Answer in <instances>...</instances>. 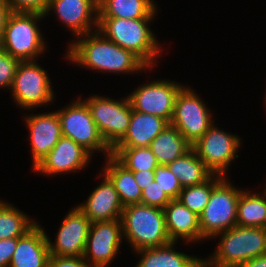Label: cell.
Here are the masks:
<instances>
[{"mask_svg":"<svg viewBox=\"0 0 266 267\" xmlns=\"http://www.w3.org/2000/svg\"><path fill=\"white\" fill-rule=\"evenodd\" d=\"M133 176L141 190H144L148 184H151L155 181L154 170L136 171L133 172Z\"/></svg>","mask_w":266,"mask_h":267,"instance_id":"8d00e7d4","label":"cell"},{"mask_svg":"<svg viewBox=\"0 0 266 267\" xmlns=\"http://www.w3.org/2000/svg\"><path fill=\"white\" fill-rule=\"evenodd\" d=\"M103 181L77 207L91 222L121 219L124 206L111 181L102 173Z\"/></svg>","mask_w":266,"mask_h":267,"instance_id":"ac0fdd59","label":"cell"},{"mask_svg":"<svg viewBox=\"0 0 266 267\" xmlns=\"http://www.w3.org/2000/svg\"><path fill=\"white\" fill-rule=\"evenodd\" d=\"M171 199L164 193L161 187L154 181L142 190L141 203L147 206L164 209Z\"/></svg>","mask_w":266,"mask_h":267,"instance_id":"d6a6232c","label":"cell"},{"mask_svg":"<svg viewBox=\"0 0 266 267\" xmlns=\"http://www.w3.org/2000/svg\"><path fill=\"white\" fill-rule=\"evenodd\" d=\"M50 12L76 38L98 30V0H50L45 17Z\"/></svg>","mask_w":266,"mask_h":267,"instance_id":"9a60e30c","label":"cell"},{"mask_svg":"<svg viewBox=\"0 0 266 267\" xmlns=\"http://www.w3.org/2000/svg\"><path fill=\"white\" fill-rule=\"evenodd\" d=\"M166 230L171 242L199 243L201 235L199 216L190 211L178 199H173L164 208Z\"/></svg>","mask_w":266,"mask_h":267,"instance_id":"ffe728a7","label":"cell"},{"mask_svg":"<svg viewBox=\"0 0 266 267\" xmlns=\"http://www.w3.org/2000/svg\"><path fill=\"white\" fill-rule=\"evenodd\" d=\"M20 62L0 47V89H11Z\"/></svg>","mask_w":266,"mask_h":267,"instance_id":"1f68e13d","label":"cell"},{"mask_svg":"<svg viewBox=\"0 0 266 267\" xmlns=\"http://www.w3.org/2000/svg\"><path fill=\"white\" fill-rule=\"evenodd\" d=\"M215 126L213 124L192 148L213 174L226 177L231 162L239 157L237 153L242 140L240 136Z\"/></svg>","mask_w":266,"mask_h":267,"instance_id":"8fae6325","label":"cell"},{"mask_svg":"<svg viewBox=\"0 0 266 267\" xmlns=\"http://www.w3.org/2000/svg\"><path fill=\"white\" fill-rule=\"evenodd\" d=\"M155 182L171 199H178L183 189L179 179L169 170L167 165L159 164L155 169Z\"/></svg>","mask_w":266,"mask_h":267,"instance_id":"4dcf8cb0","label":"cell"},{"mask_svg":"<svg viewBox=\"0 0 266 267\" xmlns=\"http://www.w3.org/2000/svg\"><path fill=\"white\" fill-rule=\"evenodd\" d=\"M236 267H266V254L257 256Z\"/></svg>","mask_w":266,"mask_h":267,"instance_id":"f35d334b","label":"cell"},{"mask_svg":"<svg viewBox=\"0 0 266 267\" xmlns=\"http://www.w3.org/2000/svg\"><path fill=\"white\" fill-rule=\"evenodd\" d=\"M87 98L82 100L87 104L101 136L112 149L124 137L130 124L133 110L130 100L128 96L117 100L95 94Z\"/></svg>","mask_w":266,"mask_h":267,"instance_id":"9c48e42d","label":"cell"},{"mask_svg":"<svg viewBox=\"0 0 266 267\" xmlns=\"http://www.w3.org/2000/svg\"><path fill=\"white\" fill-rule=\"evenodd\" d=\"M223 176L213 174L207 181L193 186L184 187L178 200L190 211L200 216L208 204L212 189L223 179Z\"/></svg>","mask_w":266,"mask_h":267,"instance_id":"f546056e","label":"cell"},{"mask_svg":"<svg viewBox=\"0 0 266 267\" xmlns=\"http://www.w3.org/2000/svg\"><path fill=\"white\" fill-rule=\"evenodd\" d=\"M13 12L39 13L45 15L50 0H5Z\"/></svg>","mask_w":266,"mask_h":267,"instance_id":"836d02e7","label":"cell"},{"mask_svg":"<svg viewBox=\"0 0 266 267\" xmlns=\"http://www.w3.org/2000/svg\"><path fill=\"white\" fill-rule=\"evenodd\" d=\"M262 192L252 193V190L242 189L238 199L236 226L265 228L266 187Z\"/></svg>","mask_w":266,"mask_h":267,"instance_id":"4316f807","label":"cell"},{"mask_svg":"<svg viewBox=\"0 0 266 267\" xmlns=\"http://www.w3.org/2000/svg\"><path fill=\"white\" fill-rule=\"evenodd\" d=\"M159 164L167 165L186 154L192 145L171 124L157 135L149 146Z\"/></svg>","mask_w":266,"mask_h":267,"instance_id":"d4e9b609","label":"cell"},{"mask_svg":"<svg viewBox=\"0 0 266 267\" xmlns=\"http://www.w3.org/2000/svg\"><path fill=\"white\" fill-rule=\"evenodd\" d=\"M29 129L32 169L55 147L62 137L61 123L56 111L24 116Z\"/></svg>","mask_w":266,"mask_h":267,"instance_id":"e0dca14e","label":"cell"},{"mask_svg":"<svg viewBox=\"0 0 266 267\" xmlns=\"http://www.w3.org/2000/svg\"><path fill=\"white\" fill-rule=\"evenodd\" d=\"M17 247V238L0 240V267H9Z\"/></svg>","mask_w":266,"mask_h":267,"instance_id":"d590c367","label":"cell"},{"mask_svg":"<svg viewBox=\"0 0 266 267\" xmlns=\"http://www.w3.org/2000/svg\"><path fill=\"white\" fill-rule=\"evenodd\" d=\"M121 221L123 239L131 246L132 252L171 242L166 230L164 209L142 203L131 204L124 207Z\"/></svg>","mask_w":266,"mask_h":267,"instance_id":"3957f363","label":"cell"},{"mask_svg":"<svg viewBox=\"0 0 266 267\" xmlns=\"http://www.w3.org/2000/svg\"><path fill=\"white\" fill-rule=\"evenodd\" d=\"M194 92L186 85L180 89L170 122L191 145L214 124L211 109Z\"/></svg>","mask_w":266,"mask_h":267,"instance_id":"30bf717a","label":"cell"},{"mask_svg":"<svg viewBox=\"0 0 266 267\" xmlns=\"http://www.w3.org/2000/svg\"><path fill=\"white\" fill-rule=\"evenodd\" d=\"M104 174L113 184L122 205L141 203L142 190L134 179L133 172L121 165L112 155L105 158Z\"/></svg>","mask_w":266,"mask_h":267,"instance_id":"cb8c5ba5","label":"cell"},{"mask_svg":"<svg viewBox=\"0 0 266 267\" xmlns=\"http://www.w3.org/2000/svg\"><path fill=\"white\" fill-rule=\"evenodd\" d=\"M153 20L98 18V31L115 44L133 52L152 68L164 51L149 27Z\"/></svg>","mask_w":266,"mask_h":267,"instance_id":"7a4b0ae2","label":"cell"},{"mask_svg":"<svg viewBox=\"0 0 266 267\" xmlns=\"http://www.w3.org/2000/svg\"><path fill=\"white\" fill-rule=\"evenodd\" d=\"M196 267H214V266L207 263L204 259H201Z\"/></svg>","mask_w":266,"mask_h":267,"instance_id":"ab89813d","label":"cell"},{"mask_svg":"<svg viewBox=\"0 0 266 267\" xmlns=\"http://www.w3.org/2000/svg\"><path fill=\"white\" fill-rule=\"evenodd\" d=\"M121 219L92 222L87 237L84 259L92 267H109L123 243Z\"/></svg>","mask_w":266,"mask_h":267,"instance_id":"4fadbf2b","label":"cell"},{"mask_svg":"<svg viewBox=\"0 0 266 267\" xmlns=\"http://www.w3.org/2000/svg\"><path fill=\"white\" fill-rule=\"evenodd\" d=\"M184 85L171 80L155 79L129 93L133 110L172 120L176 96Z\"/></svg>","mask_w":266,"mask_h":267,"instance_id":"7c38bea8","label":"cell"},{"mask_svg":"<svg viewBox=\"0 0 266 267\" xmlns=\"http://www.w3.org/2000/svg\"><path fill=\"white\" fill-rule=\"evenodd\" d=\"M56 112L60 119L62 136L71 138L91 155L94 152H102L105 157L112 155V149L101 136L87 104L80 97Z\"/></svg>","mask_w":266,"mask_h":267,"instance_id":"52a82bcc","label":"cell"},{"mask_svg":"<svg viewBox=\"0 0 266 267\" xmlns=\"http://www.w3.org/2000/svg\"><path fill=\"white\" fill-rule=\"evenodd\" d=\"M91 221L77 207H73L63 218L55 242L48 237L50 255L83 257Z\"/></svg>","mask_w":266,"mask_h":267,"instance_id":"5bb4252c","label":"cell"},{"mask_svg":"<svg viewBox=\"0 0 266 267\" xmlns=\"http://www.w3.org/2000/svg\"><path fill=\"white\" fill-rule=\"evenodd\" d=\"M73 41V42H72ZM68 43L66 59L80 67L98 73L133 74L149 68L133 52L107 39L100 31L79 36ZM105 71V72H104Z\"/></svg>","mask_w":266,"mask_h":267,"instance_id":"6da1fadb","label":"cell"},{"mask_svg":"<svg viewBox=\"0 0 266 267\" xmlns=\"http://www.w3.org/2000/svg\"><path fill=\"white\" fill-rule=\"evenodd\" d=\"M39 13L12 12L3 31L0 47L20 61H35L46 51L47 42L39 29ZM38 23V24H37Z\"/></svg>","mask_w":266,"mask_h":267,"instance_id":"5b68a950","label":"cell"},{"mask_svg":"<svg viewBox=\"0 0 266 267\" xmlns=\"http://www.w3.org/2000/svg\"><path fill=\"white\" fill-rule=\"evenodd\" d=\"M154 0H98V18L155 19Z\"/></svg>","mask_w":266,"mask_h":267,"instance_id":"603a6c76","label":"cell"},{"mask_svg":"<svg viewBox=\"0 0 266 267\" xmlns=\"http://www.w3.org/2000/svg\"><path fill=\"white\" fill-rule=\"evenodd\" d=\"M219 243L209 258H203L214 267H236L257 256L266 254L264 227L234 226L214 236Z\"/></svg>","mask_w":266,"mask_h":267,"instance_id":"277c9868","label":"cell"},{"mask_svg":"<svg viewBox=\"0 0 266 267\" xmlns=\"http://www.w3.org/2000/svg\"><path fill=\"white\" fill-rule=\"evenodd\" d=\"M23 212L10 202L0 199V240L20 238L38 223Z\"/></svg>","mask_w":266,"mask_h":267,"instance_id":"83f0119b","label":"cell"},{"mask_svg":"<svg viewBox=\"0 0 266 267\" xmlns=\"http://www.w3.org/2000/svg\"><path fill=\"white\" fill-rule=\"evenodd\" d=\"M168 124L161 117L132 110L127 132L114 147H149Z\"/></svg>","mask_w":266,"mask_h":267,"instance_id":"44dd1931","label":"cell"},{"mask_svg":"<svg viewBox=\"0 0 266 267\" xmlns=\"http://www.w3.org/2000/svg\"><path fill=\"white\" fill-rule=\"evenodd\" d=\"M167 167L179 179L182 188L201 184L213 175L193 148L173 162L168 163Z\"/></svg>","mask_w":266,"mask_h":267,"instance_id":"484cf974","label":"cell"},{"mask_svg":"<svg viewBox=\"0 0 266 267\" xmlns=\"http://www.w3.org/2000/svg\"><path fill=\"white\" fill-rule=\"evenodd\" d=\"M48 267H92L84 257L50 255Z\"/></svg>","mask_w":266,"mask_h":267,"instance_id":"e575fe53","label":"cell"},{"mask_svg":"<svg viewBox=\"0 0 266 267\" xmlns=\"http://www.w3.org/2000/svg\"><path fill=\"white\" fill-rule=\"evenodd\" d=\"M13 11L5 0H0V44L8 18Z\"/></svg>","mask_w":266,"mask_h":267,"instance_id":"74e56055","label":"cell"},{"mask_svg":"<svg viewBox=\"0 0 266 267\" xmlns=\"http://www.w3.org/2000/svg\"><path fill=\"white\" fill-rule=\"evenodd\" d=\"M45 233L38 222L24 236L17 238V247L9 267H48L50 250Z\"/></svg>","mask_w":266,"mask_h":267,"instance_id":"d6986e66","label":"cell"},{"mask_svg":"<svg viewBox=\"0 0 266 267\" xmlns=\"http://www.w3.org/2000/svg\"><path fill=\"white\" fill-rule=\"evenodd\" d=\"M224 177L211 192L210 200L199 216L202 237L211 240L217 234L236 226L241 189Z\"/></svg>","mask_w":266,"mask_h":267,"instance_id":"8992f818","label":"cell"},{"mask_svg":"<svg viewBox=\"0 0 266 267\" xmlns=\"http://www.w3.org/2000/svg\"><path fill=\"white\" fill-rule=\"evenodd\" d=\"M92 155L71 138L62 136L55 147L33 168L46 176L80 172L89 165Z\"/></svg>","mask_w":266,"mask_h":267,"instance_id":"2e32d148","label":"cell"},{"mask_svg":"<svg viewBox=\"0 0 266 267\" xmlns=\"http://www.w3.org/2000/svg\"><path fill=\"white\" fill-rule=\"evenodd\" d=\"M112 156L132 172L154 170L159 165L150 147H113Z\"/></svg>","mask_w":266,"mask_h":267,"instance_id":"f1b7e54d","label":"cell"},{"mask_svg":"<svg viewBox=\"0 0 266 267\" xmlns=\"http://www.w3.org/2000/svg\"><path fill=\"white\" fill-rule=\"evenodd\" d=\"M47 71L35 61H21L10 89L14 103L23 110L51 105L55 92Z\"/></svg>","mask_w":266,"mask_h":267,"instance_id":"ba28073f","label":"cell"},{"mask_svg":"<svg viewBox=\"0 0 266 267\" xmlns=\"http://www.w3.org/2000/svg\"><path fill=\"white\" fill-rule=\"evenodd\" d=\"M177 242L135 251L140 258L135 267H196L202 257L188 255L175 249Z\"/></svg>","mask_w":266,"mask_h":267,"instance_id":"7402d4cb","label":"cell"}]
</instances>
